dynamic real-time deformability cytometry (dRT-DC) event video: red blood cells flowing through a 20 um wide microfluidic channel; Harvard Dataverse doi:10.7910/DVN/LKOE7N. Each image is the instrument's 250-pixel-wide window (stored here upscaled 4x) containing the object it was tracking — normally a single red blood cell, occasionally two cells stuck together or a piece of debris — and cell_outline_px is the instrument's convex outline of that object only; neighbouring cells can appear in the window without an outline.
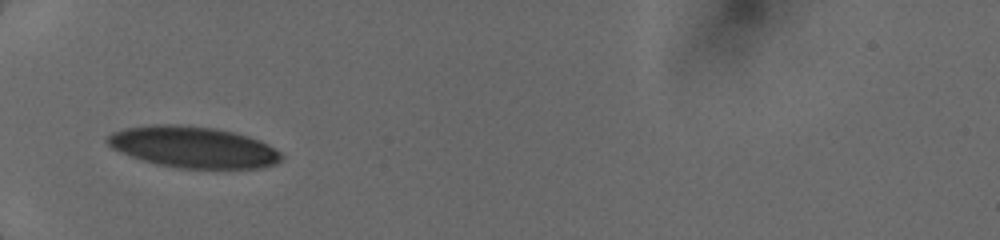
{"species": "human", "species_latin": "Homo sapiens", "temperature_condition": "cold", "stored_images_in_passage": 7, "camera_frame_rate_fps": 3000, "um_per_image_px": 0.085, "donor": {"sex": "female"}, "frame": {"image": 1, "passage_image": 1, "time_ms": 0.0, "image_size_px": [1000, 240], "cell_outline_px": [[284, 156], [276, 164], [264, 168], [176, 168], [156, 164], [120, 152], [112, 148], [104, 140], [112, 132], [124, 128], [152, 124], [176, 124], [212, 128], [232, 132], [248, 136], [260, 140], [268, 144], [280, 152]], "centroid_in_image_um": [16.42, 12.5], "position_along_channel_um": 68.6, "area_um2": 41.91}}
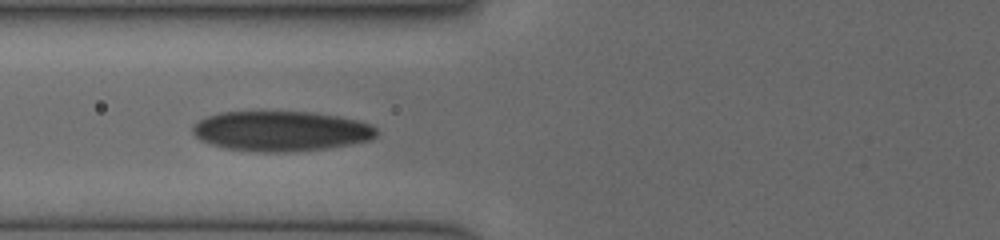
{"frame": {"image": 2, "passage_image": 6, "time_ms": 1.0, "image_size_px": [1000, 240], "cell_outline_px": [[376, 136], [368, 140], [348, 144], [324, 148], [288, 152], [256, 152], [224, 148], [200, 140], [192, 132], [192, 124], [208, 116], [220, 112], [316, 112], [340, 116], [356, 120], [368, 124], [376, 128]], "centroid_in_image_um": [23.84, 11.14], "position_along_channel_um": 102.0, "area_um2": 42.77}}